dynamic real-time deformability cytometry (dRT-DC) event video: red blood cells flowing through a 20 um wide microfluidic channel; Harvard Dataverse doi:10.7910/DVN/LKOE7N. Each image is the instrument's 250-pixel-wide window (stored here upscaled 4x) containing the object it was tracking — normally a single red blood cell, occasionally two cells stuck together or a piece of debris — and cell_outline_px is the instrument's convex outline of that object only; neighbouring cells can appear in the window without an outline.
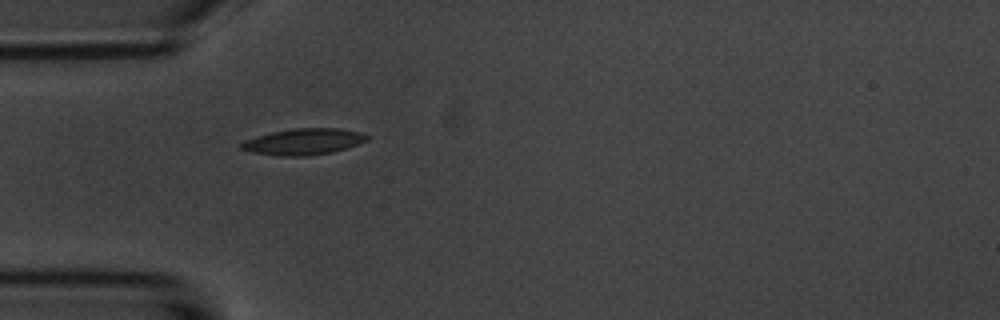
{"species": "common noctule bat (a hibernating species)", "species_latin": "Nyctalus noctula", "temperature_condition": "room temperature", "stored_images_in_passage": 37, "camera_frame_rate_fps": 3000, "um_per_image_px": 0.085, "animal": {"sex": "male", "body_mass_g": 20.1, "forearm_length_mm": 53.5}, "frame": {"image": 1, "passage_image": 1, "time_ms": 0.0, "image_size_px": [1000, 320], "cell_outline_px": [[368, 140], [332, 152], [304, 156], [276, 156], [252, 152], [240, 148], [240, 144], [244, 140], [272, 132], [292, 128], [340, 128], [356, 132], [368, 136]], "centroid_in_image_um": [25.74, 12.04], "position_along_channel_um": 59.3, "area_um2": 18.96}}
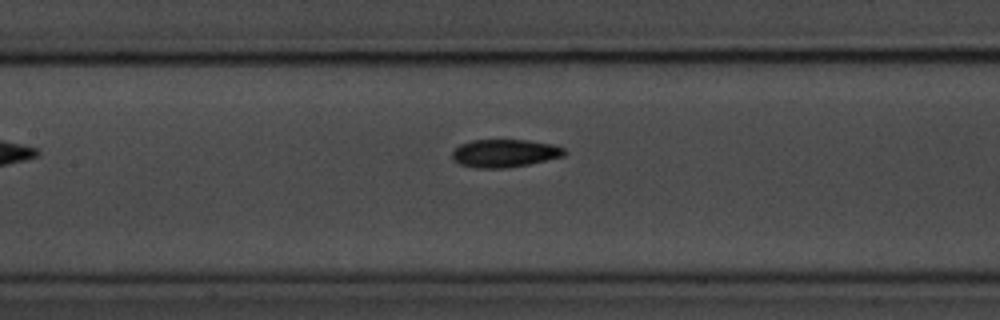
{"frame": {"image": 2, "passage_image": 10, "time_ms": 3.0, "image_size_px": [1000, 320], "cell_outline_px": [[568, 152], [564, 156], [528, 164], [504, 168], [476, 168], [460, 164], [452, 160], [452, 152], [460, 144], [472, 140], [528, 140], [552, 144], [564, 148]], "centroid_in_image_um": [42.89, 13.02], "position_along_channel_um": 164.5, "area_um2": 18.26}}
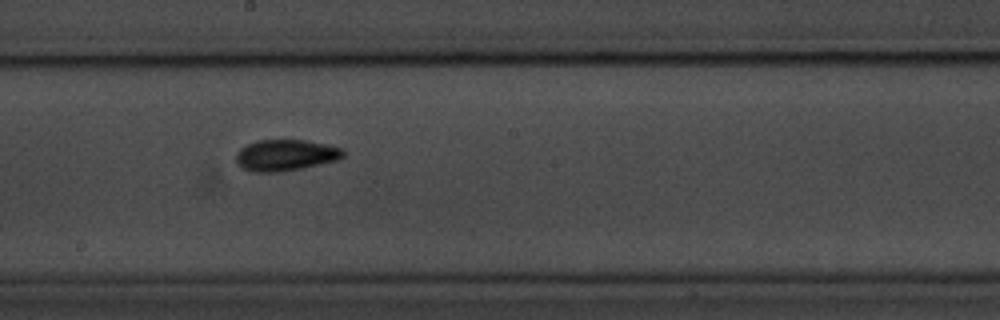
{"frame": {"image": 3, "passage_image": 15, "time_ms": 4.667, "image_size_px": [1000, 320], "cell_outline_px": [[344, 156], [340, 160], [280, 172], [256, 172], [240, 168], [236, 160], [236, 152], [240, 148], [256, 140], [304, 140], [328, 144], [344, 148]], "centroid_in_image_um": [24.29, 13.18], "position_along_channel_um": 223.9, "area_um2": 19.71}, "authors_computed_cell_mechanics": {"area_um2": 18.3226, "velocity_mm_per_s": 3.5782, "shape_relaxation_time_tau1_ms": 4.4439, "shape_relaxation_time_tau2_ms": 4.3469, "deformation_change_tau1": 0.1447, "deformation_change_tau2": 0.0965}}